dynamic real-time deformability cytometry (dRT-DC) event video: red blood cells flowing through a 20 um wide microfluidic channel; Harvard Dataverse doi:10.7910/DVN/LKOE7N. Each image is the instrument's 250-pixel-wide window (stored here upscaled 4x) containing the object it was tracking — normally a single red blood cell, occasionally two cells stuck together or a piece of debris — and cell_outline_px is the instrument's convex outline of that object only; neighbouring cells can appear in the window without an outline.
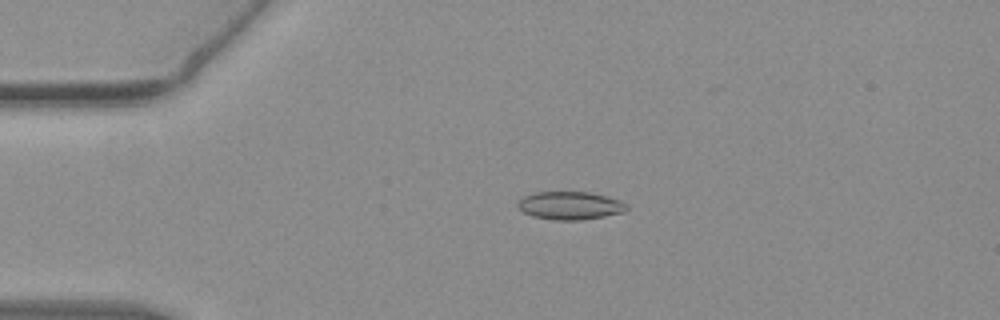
{"species": "common noctule bat (a hibernating species)", "species_latin": "Nyctalus noctula", "temperature_condition": "warm", "stored_images_in_passage": 41, "camera_frame_rate_fps": 3000, "um_per_image_px": 0.085, "animal": {"sex": "female", "body_mass_g": 19.3, "forearm_length_mm": 54.1}, "frame": {"image": 1, "passage_image": 2, "time_ms": 0.333, "image_size_px": [1000, 320], "cell_outline_px": [[628, 208], [624, 212], [604, 216], [580, 220], [552, 220], [532, 216], [524, 212], [516, 204], [524, 196], [532, 192], [588, 192], [620, 200], [628, 204]], "centroid_in_image_um": [48.45, 17.47], "position_along_channel_um": 36.5, "area_um2": 17.74}}
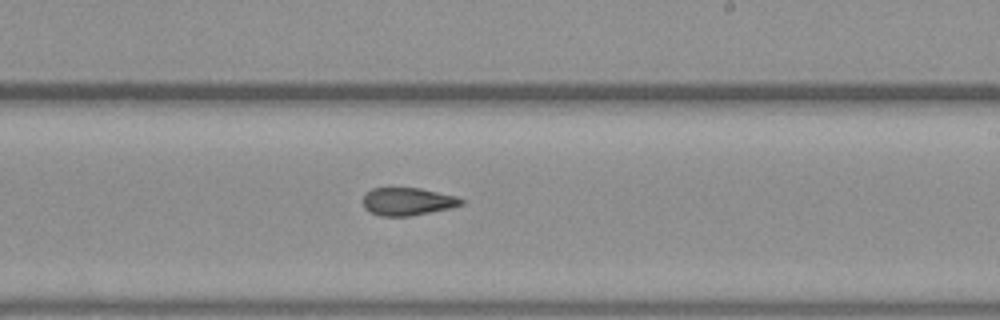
{"frame": {"image": 2, "passage_image": 22, "time_ms": 7.0, "image_size_px": [1000, 320], "cell_outline_px": [[464, 204], [448, 208], [412, 216], [380, 216], [368, 212], [364, 208], [364, 196], [372, 188], [420, 188], [456, 196], [464, 200]], "centroid_in_image_um": [34.63, 17.13], "position_along_channel_um": 254.4, "area_um2": 15.84}}
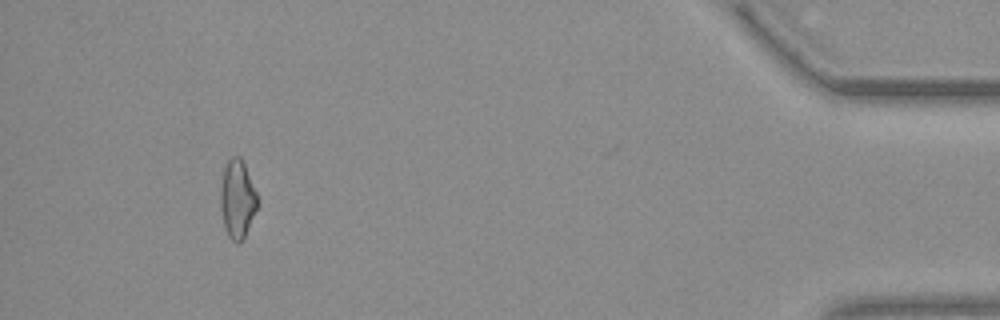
{"frame": {"image": 3, "passage_image": 40, "time_ms": 13.0, "image_size_px": [1000, 320], "cell_outline_px": [[260, 204], [244, 236], [236, 244], [228, 236], [224, 228], [220, 208], [220, 192], [224, 168], [228, 160], [232, 156], [240, 156], [244, 164], [260, 200]], "centroid_in_image_um": [20.18, 16.93], "position_along_channel_um": 415.0, "area_um2": 16.99}}